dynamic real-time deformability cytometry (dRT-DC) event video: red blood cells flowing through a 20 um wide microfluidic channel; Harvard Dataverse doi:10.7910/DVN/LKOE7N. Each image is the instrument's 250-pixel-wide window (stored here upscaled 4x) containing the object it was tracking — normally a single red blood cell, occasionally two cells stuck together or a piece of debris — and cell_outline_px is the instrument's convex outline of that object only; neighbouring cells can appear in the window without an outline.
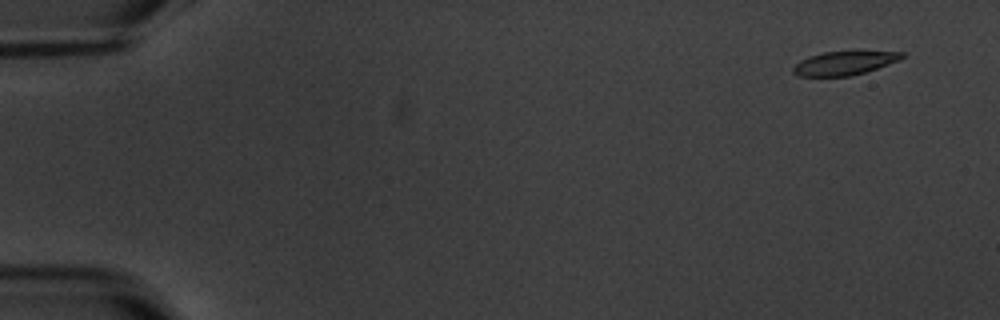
{"species": "common noctule bat (a hibernating species)", "species_latin": "Nyctalus noctula", "temperature_condition": "warm", "stored_images_in_passage": 4, "camera_frame_rate_fps": 3000, "um_per_image_px": 0.085, "animal": {"sex": "male", "body_mass_g": 20.1, "forearm_length_mm": 53.5}, "frame": {"image": 1, "passage_image": 1, "time_ms": 0.0, "image_size_px": [1000, 320], "cell_outline_px": [[904, 56], [900, 60], [864, 72], [848, 76], [796, 76], [792, 72], [792, 68], [800, 60], [808, 56], [824, 52], [904, 52]], "centroid_in_image_um": [71.7, 5.37], "position_along_channel_um": 13.3, "area_um2": 14.74}}